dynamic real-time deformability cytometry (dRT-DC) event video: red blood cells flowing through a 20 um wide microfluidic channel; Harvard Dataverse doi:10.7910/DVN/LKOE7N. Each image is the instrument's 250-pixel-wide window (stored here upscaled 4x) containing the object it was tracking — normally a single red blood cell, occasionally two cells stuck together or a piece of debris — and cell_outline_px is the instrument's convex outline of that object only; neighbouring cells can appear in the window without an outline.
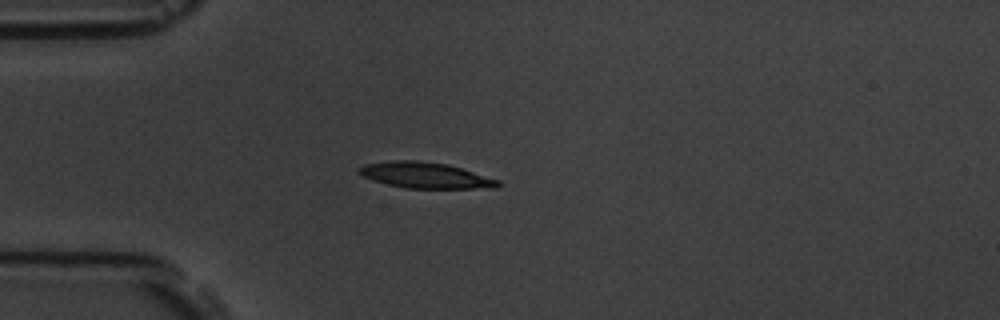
{"species": "common noctule bat (a hibernating species)", "species_latin": "Nyctalus noctula", "temperature_condition": "room temperature", "stored_images_in_passage": 7, "camera_frame_rate_fps": 3000, "um_per_image_px": 0.085, "animal": {"sex": "male", "body_mass_g": 19.5, "forearm_length_mm": 54.6}, "frame": {"image": 1, "passage_image": 4, "time_ms": 3.667, "image_size_px": [1000, 320], "cell_outline_px": [[500, 184], [496, 188], [404, 188], [388, 184], [364, 176], [356, 172], [356, 168], [364, 164], [392, 160], [416, 160], [448, 164], [500, 180]], "centroid_in_image_um": [36.14, 14.89], "position_along_channel_um": 48.9, "area_um2": 20.92}}
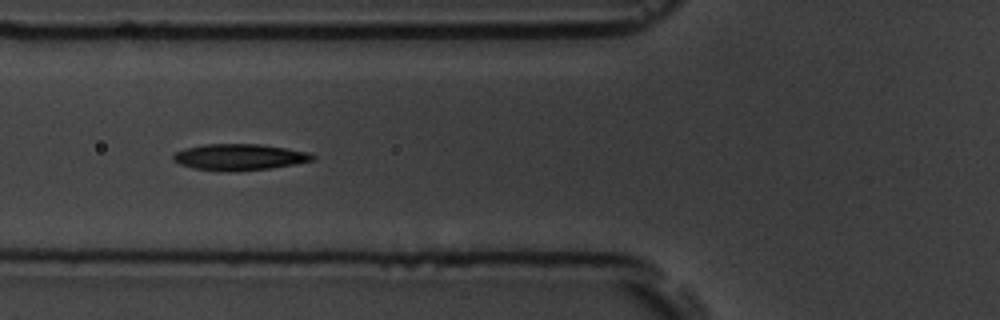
{"frame": {"image": 2, "passage_image": 6, "time_ms": 5.667, "image_size_px": [1000, 320], "cell_outline_px": [[316, 160], [268, 168], [228, 172], [192, 168], [180, 164], [172, 160], [172, 156], [176, 152], [184, 148], [204, 144], [260, 144], [308, 152], [316, 156]], "centroid_in_image_um": [20.31, 13.35], "position_along_channel_um": 105.5, "area_um2": 21.27}}
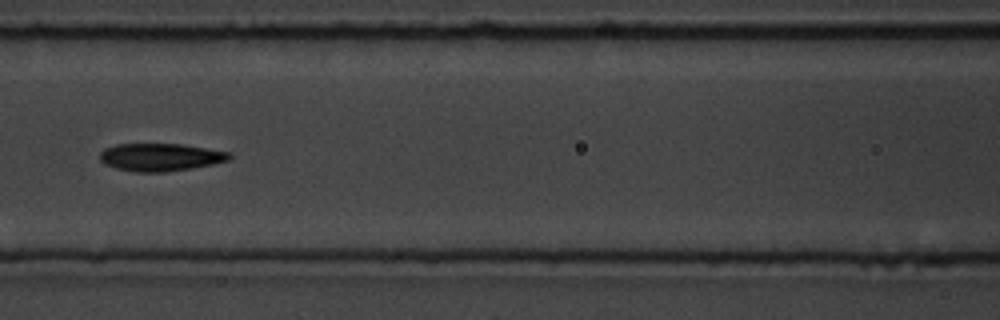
{"frame": {"image": 3, "passage_image": 7, "time_ms": 7.0, "image_size_px": [1000, 320], "cell_outline_px": [[232, 156], [228, 160], [212, 164], [192, 168], [164, 172], [136, 172], [116, 168], [104, 164], [100, 160], [100, 152], [104, 148], [116, 144], [180, 144], [232, 152]], "centroid_in_image_um": [13.63, 13.35], "position_along_channel_um": 153.0, "area_um2": 20.92}}